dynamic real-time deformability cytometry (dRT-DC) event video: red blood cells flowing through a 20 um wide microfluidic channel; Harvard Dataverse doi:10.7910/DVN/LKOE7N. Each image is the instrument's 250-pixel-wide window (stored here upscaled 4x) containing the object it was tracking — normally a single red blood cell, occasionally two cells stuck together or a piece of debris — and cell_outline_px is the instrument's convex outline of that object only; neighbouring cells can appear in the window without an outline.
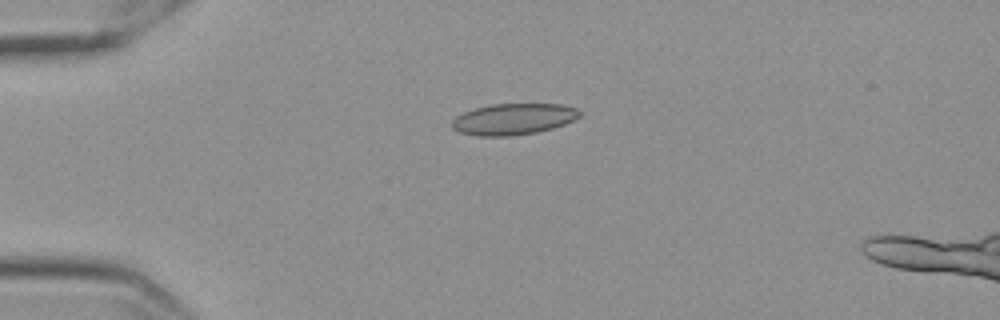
{"species": "Egyptian fruit bat (a non-hibernating species)", "species_latin": "Rousettus aegyptiacus", "temperature_condition": "cold", "stored_images_in_passage": 44, "camera_frame_rate_fps": 3000, "um_per_image_px": 0.085, "frame": {"image": 1, "passage_image": 1, "time_ms": 0.0, "image_size_px": [1000, 320], "cell_outline_px": [[580, 116], [564, 124], [552, 128], [536, 132], [512, 136], [476, 136], [460, 132], [452, 128], [452, 120], [456, 116], [464, 112], [476, 108], [492, 104], [564, 104], [576, 108], [580, 112]], "centroid_in_image_um": [43.63, 10.12], "position_along_channel_um": 41.4, "area_um2": 23.18}}
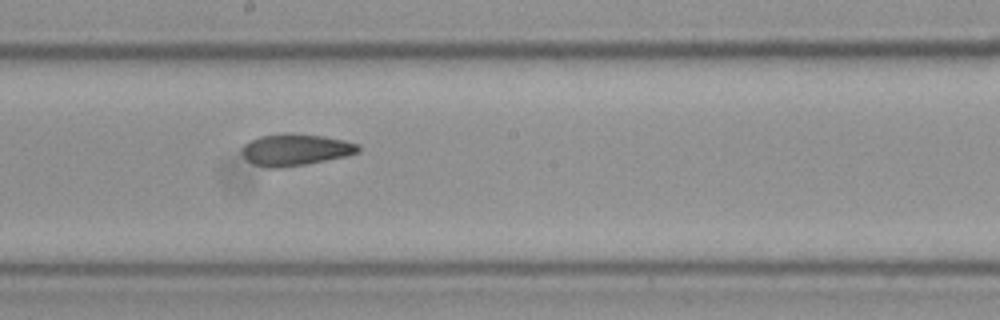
{"frame": {"image": 2, "passage_image": 19, "time_ms": 6.0, "image_size_px": [1000, 320], "cell_outline_px": [[360, 152], [344, 156], [304, 164], [280, 168], [268, 168], [252, 164], [240, 152], [240, 148], [244, 144], [260, 136], [284, 132], [324, 136], [344, 140], [360, 144]], "centroid_in_image_um": [25.08, 12.71], "position_along_channel_um": 223.1, "area_um2": 21.56}}
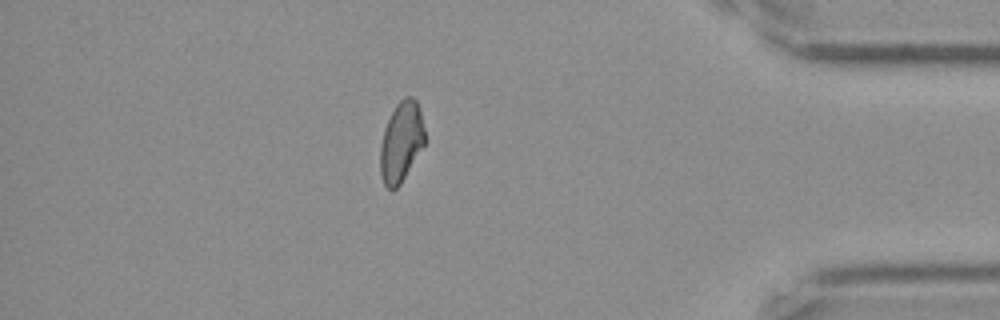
{"frame": {"image": 3, "passage_image": 37, "time_ms": 12.0, "image_size_px": [1000, 320], "cell_outline_px": [[424, 144], [400, 184], [392, 192], [384, 184], [380, 176], [380, 144], [384, 128], [396, 104], [404, 96], [412, 96], [416, 100], [420, 108], [424, 128]], "centroid_in_image_um": [34.08, 12.05], "position_along_channel_um": 401.1, "area_um2": 20.81}, "authors_computed_cell_mechanics": {"area_um2": 21.6172, "velocity_mm_per_s": 3.533, "shape_relaxation_time_tau1_ms": null, "shape_relaxation_time_tau2_ms": 3.4488, "deformation_change_tau1": null, "deformation_change_tau2": 0.0997}}